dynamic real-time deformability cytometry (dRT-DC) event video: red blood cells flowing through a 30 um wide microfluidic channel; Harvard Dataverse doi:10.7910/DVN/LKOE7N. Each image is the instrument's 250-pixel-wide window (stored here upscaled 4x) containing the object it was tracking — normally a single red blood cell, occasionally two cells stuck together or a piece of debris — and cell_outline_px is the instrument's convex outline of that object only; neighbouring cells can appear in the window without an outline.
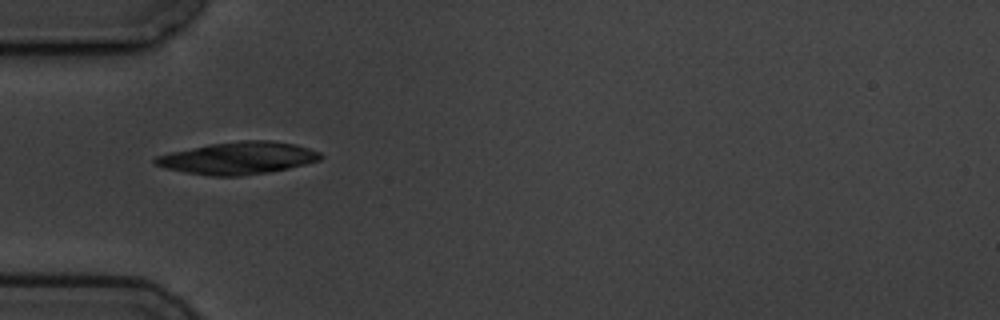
{"species": "common noctule bat (a hibernating species)", "species_latin": "Nyctalus noctula", "temperature_condition": "cold", "stored_images_in_passage": 8, "camera_frame_rate_fps": 3000, "um_per_image_px": 0.085, "animal": {"sex": "male", "body_mass_g": 19.5, "forearm_length_mm": 54.6}, "frame": {"image": 1, "passage_image": 1, "time_ms": 0.0, "image_size_px": [1000, 320], "cell_outline_px": [[324, 156], [320, 160], [288, 168], [268, 172], [240, 176], [212, 176], [184, 172], [164, 168], [152, 164], [152, 160], [156, 156], [168, 152], [208, 144], [240, 140], [272, 140], [296, 144], [320, 152]], "centroid_in_image_um": [20.19, 13.43], "position_along_channel_um": 64.8, "area_um2": 31.39}}
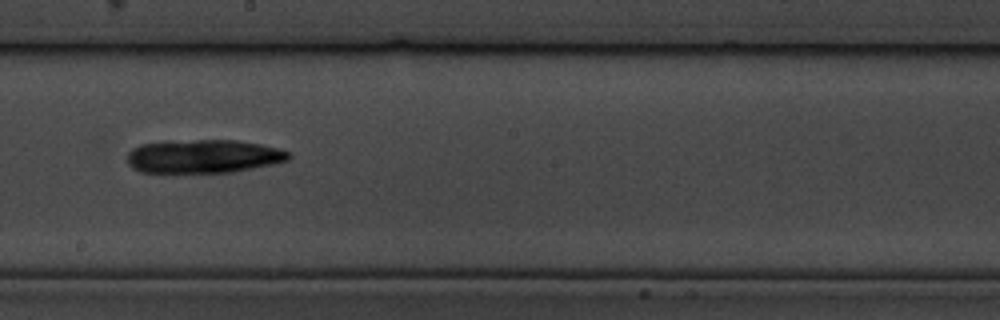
{"frame": {"image": 2, "passage_image": 5, "time_ms": 4.667, "image_size_px": [1000, 320], "cell_outline_px": [[292, 156], [288, 160], [272, 164], [232, 172], [140, 172], [132, 168], [128, 164], [128, 152], [132, 148], [140, 144], [168, 140], [236, 140], [260, 144], [292, 152]], "centroid_in_image_um": [17.27, 13.27], "position_along_channel_um": 230.9, "area_um2": 31.67}}
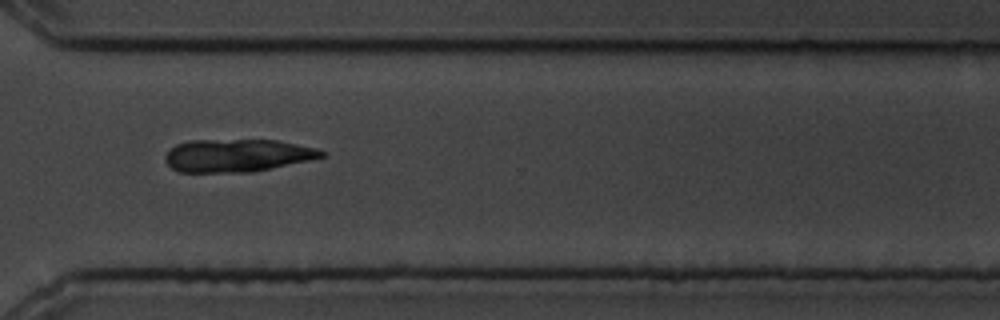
{"frame": {"image": 3, "passage_image": 8, "time_ms": 8.0, "image_size_px": [1000, 320], "cell_outline_px": [[324, 156], [308, 160], [252, 172], [180, 172], [172, 168], [168, 164], [164, 156], [176, 144], [188, 140], [276, 140], [316, 148], [324, 152]], "centroid_in_image_um": [20.12, 13.21], "position_along_channel_um": 350.5, "area_um2": 29.54}}